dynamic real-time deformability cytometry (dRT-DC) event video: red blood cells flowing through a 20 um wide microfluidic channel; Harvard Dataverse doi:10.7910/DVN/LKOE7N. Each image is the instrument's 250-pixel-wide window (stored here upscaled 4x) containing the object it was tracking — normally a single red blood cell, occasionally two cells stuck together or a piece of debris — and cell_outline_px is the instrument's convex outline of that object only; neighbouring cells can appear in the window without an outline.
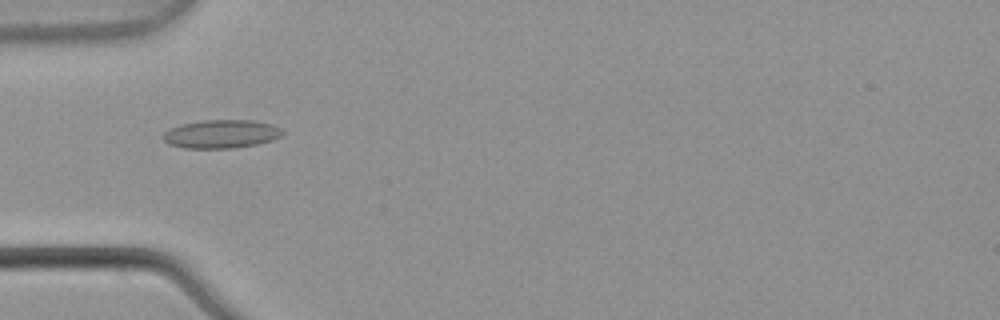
{"species": "common noctule bat (a hibernating species)", "species_latin": "Nyctalus noctula", "temperature_condition": "warm", "stored_images_in_passage": 4, "camera_frame_rate_fps": 3000, "um_per_image_px": 0.085, "animal": {"sex": "male", "body_mass_g": 21.5, "forearm_length_mm": 52.0}, "frame": {"image": 1, "passage_image": 3, "time_ms": 0.667, "image_size_px": [1000, 320], "cell_outline_px": [[284, 132], [280, 136], [272, 140], [256, 144], [232, 148], [184, 148], [168, 144], [164, 140], [164, 132], [180, 124], [204, 120], [252, 120], [272, 124], [280, 128]], "centroid_in_image_um": [18.81, 11.38], "position_along_channel_um": 66.2, "area_um2": 19.65}}
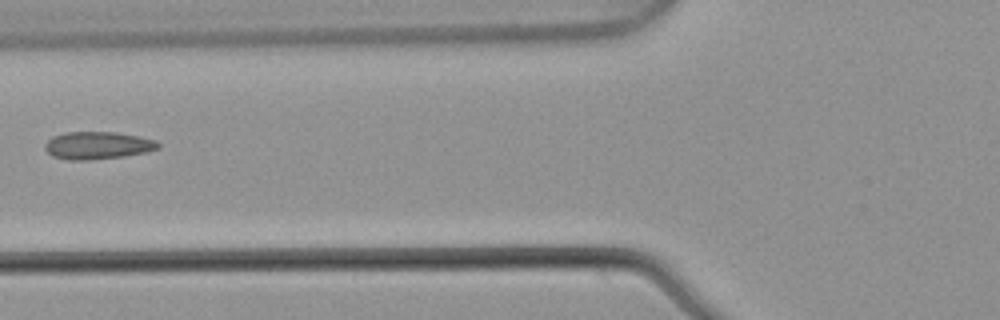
{"frame": {"image": 2, "passage_image": 4, "time_ms": 1.0, "image_size_px": [1000, 320], "cell_outline_px": [[160, 148], [148, 152], [124, 156], [88, 160], [68, 160], [52, 156], [44, 148], [44, 144], [52, 136], [64, 132], [116, 132], [140, 136], [156, 140], [160, 144]], "centroid_in_image_um": [8.31, 12.36], "position_along_channel_um": 117.5, "area_um2": 18.38}}